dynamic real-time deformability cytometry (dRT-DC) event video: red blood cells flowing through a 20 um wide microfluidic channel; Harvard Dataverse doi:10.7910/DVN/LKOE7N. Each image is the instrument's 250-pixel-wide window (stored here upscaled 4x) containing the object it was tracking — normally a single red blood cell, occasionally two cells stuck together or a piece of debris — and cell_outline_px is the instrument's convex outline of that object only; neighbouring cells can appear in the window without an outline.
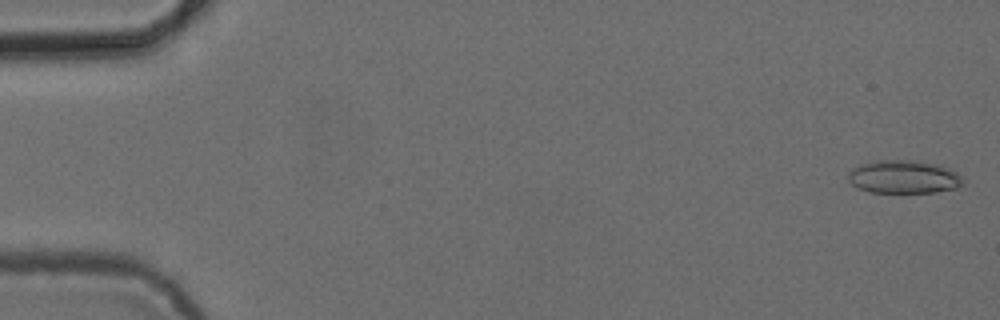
{"species": "common noctule bat (a hibernating species)", "species_latin": "Nyctalus noctula", "temperature_condition": "cold", "stored_images_in_passage": 53, "camera_frame_rate_fps": 3000, "um_per_image_px": 0.085, "animal": {"sex": "female", "body_mass_g": 24.6, "forearm_length_mm": 56.2}, "frame": {"image": 1, "passage_image": 1, "time_ms": 0.0, "image_size_px": [1000, 320], "cell_outline_px": [[964, 184], [956, 188], [936, 192], [868, 192], [852, 184], [848, 180], [848, 172], [852, 168], [860, 164], [876, 160], [912, 160], [940, 164], [952, 168], [964, 180]], "centroid_in_image_um": [76.84, 15.02], "position_along_channel_um": 8.2, "area_um2": 22.43}}
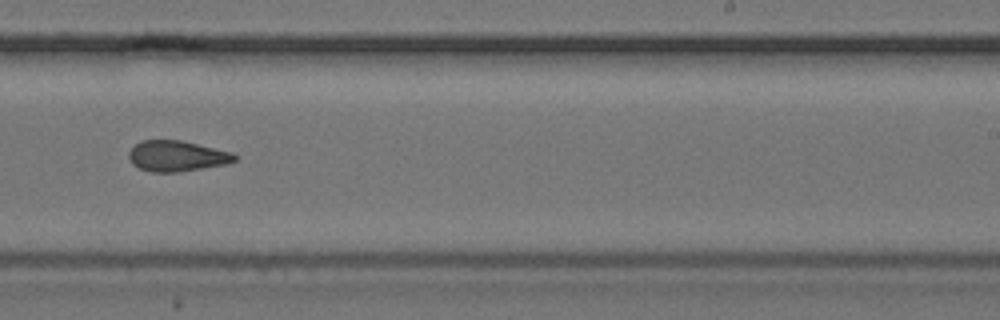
{"frame": {"image": 2, "passage_image": 33, "time_ms": 10.667, "image_size_px": [1000, 320], "cell_outline_px": [[240, 156], [236, 160], [224, 164], [176, 172], [152, 172], [140, 168], [132, 164], [128, 156], [128, 152], [140, 140], [180, 140], [232, 152]], "centroid_in_image_um": [15.02, 13.25], "position_along_channel_um": 274.0, "area_um2": 18.79}}
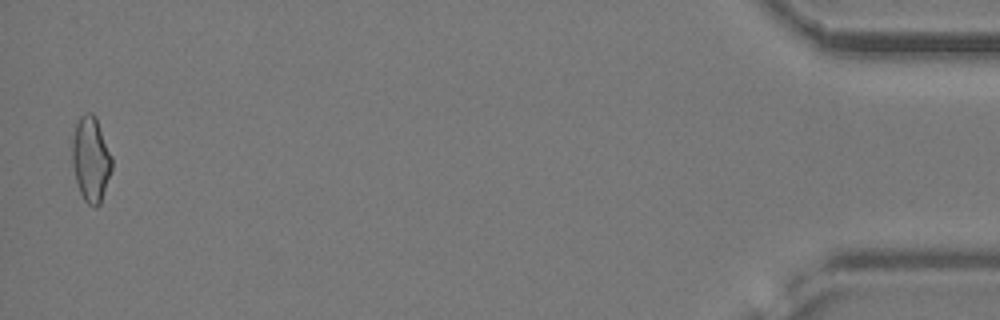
{"frame": {"image": 3, "passage_image": 52, "time_ms": 17.0, "image_size_px": [1000, 320], "cell_outline_px": [[112, 168], [100, 204], [96, 208], [88, 204], [84, 200], [80, 192], [76, 180], [72, 164], [72, 140], [76, 124], [80, 116], [88, 112], [92, 112], [96, 116], [112, 156]], "centroid_in_image_um": [7.72, 13.52], "position_along_channel_um": 427.5, "area_um2": 19.71}, "authors_computed_cell_mechanics": {"area_um2": 19.5364, "velocity_mm_per_s": 3.8713, "shape_relaxation_time_tau1_ms": null, "shape_relaxation_time_tau2_ms": 2.9314, "deformation_change_tau1": null, "deformation_change_tau2": 0.1093}}